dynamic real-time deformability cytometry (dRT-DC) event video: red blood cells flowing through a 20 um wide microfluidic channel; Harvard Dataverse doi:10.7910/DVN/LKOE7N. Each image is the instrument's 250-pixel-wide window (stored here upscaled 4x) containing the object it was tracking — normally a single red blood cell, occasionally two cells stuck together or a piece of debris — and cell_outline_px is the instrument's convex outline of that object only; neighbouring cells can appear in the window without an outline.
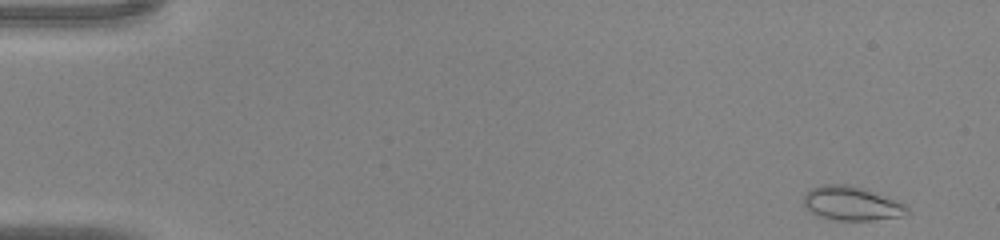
{"species": "common noctule bat (a hibernating species)", "species_latin": "Nyctalus noctula", "temperature_condition": "warm", "stored_images_in_passage": 43, "camera_frame_rate_fps": 3000, "um_per_image_px": 0.085, "animal": {"sex": "male", "body_mass_g": 20.0, "forearm_length_mm": 53.3}, "frame": {"image": 1, "passage_image": 1, "time_ms": 0.0, "image_size_px": [1000, 240], "cell_outline_px": [[908, 212], [904, 216], [872, 220], [836, 220], [816, 216], [804, 208], [804, 196], [812, 188], [824, 184], [848, 184], [864, 188], [904, 204], [908, 208]], "centroid_in_image_um": [72.35, 17.3], "position_along_channel_um": 12.7, "area_um2": 20.46}}
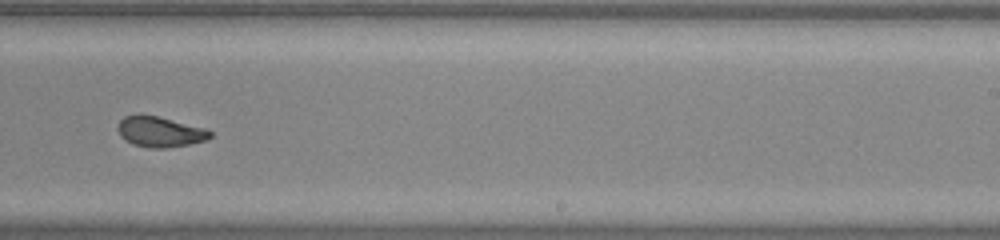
{"frame": {"image": 2, "passage_image": 27, "time_ms": 8.667, "image_size_px": [1000, 240], "cell_outline_px": [[212, 136], [208, 140], [168, 148], [148, 148], [132, 144], [124, 140], [120, 136], [116, 128], [120, 120], [124, 116], [140, 112], [204, 128], [212, 132]], "centroid_in_image_um": [13.53, 11.19], "position_along_channel_um": 275.5, "area_um2": 16.7}}
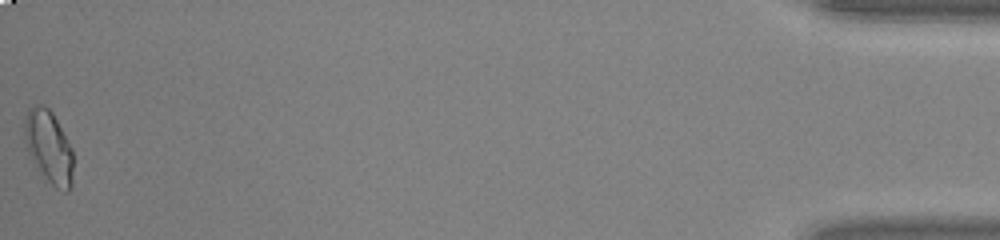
{"frame": {"image": 3, "passage_image": 43, "time_ms": 14.0, "image_size_px": [1000, 240], "cell_outline_px": [[72, 188], [68, 192], [64, 192], [56, 188], [48, 180], [32, 160], [28, 152], [24, 140], [24, 120], [28, 108], [32, 104], [44, 104], [52, 112], [72, 148]], "centroid_in_image_um": [4.14, 12.45], "position_along_channel_um": 431.1, "area_um2": 20.63}}